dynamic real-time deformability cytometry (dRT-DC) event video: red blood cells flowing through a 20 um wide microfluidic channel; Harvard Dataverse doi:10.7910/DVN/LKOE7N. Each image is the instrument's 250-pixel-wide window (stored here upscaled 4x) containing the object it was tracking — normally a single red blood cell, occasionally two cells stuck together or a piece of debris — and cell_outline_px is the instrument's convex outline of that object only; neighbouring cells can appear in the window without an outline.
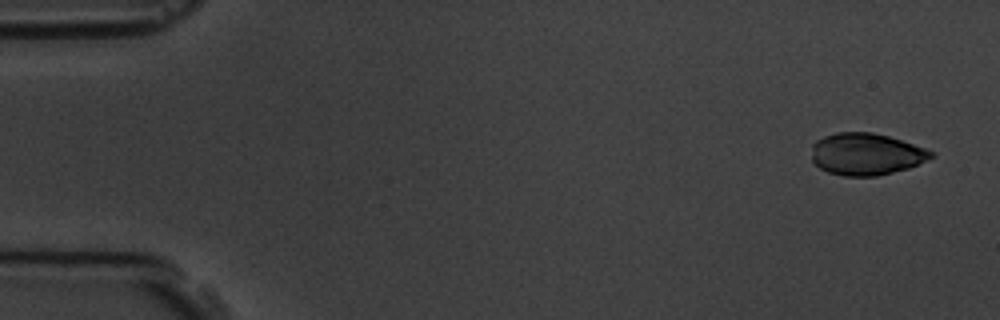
{"species": "common noctule bat (a hibernating species)", "species_latin": "Nyctalus noctula", "temperature_condition": "room temperature", "stored_images_in_passage": 7, "camera_frame_rate_fps": 3000, "um_per_image_px": 0.085, "animal": {"sex": "male", "body_mass_g": 19.5, "forearm_length_mm": 54.6}, "frame": {"image": 1, "passage_image": 1, "time_ms": 0.0, "image_size_px": [1000, 320], "cell_outline_px": [[936, 156], [908, 168], [876, 176], [844, 176], [828, 172], [820, 168], [812, 160], [812, 144], [816, 140], [824, 136], [836, 132], [872, 132], [888, 136], [936, 152]], "centroid_in_image_um": [73.61, 13.09], "position_along_channel_um": 11.4, "area_um2": 29.19}}